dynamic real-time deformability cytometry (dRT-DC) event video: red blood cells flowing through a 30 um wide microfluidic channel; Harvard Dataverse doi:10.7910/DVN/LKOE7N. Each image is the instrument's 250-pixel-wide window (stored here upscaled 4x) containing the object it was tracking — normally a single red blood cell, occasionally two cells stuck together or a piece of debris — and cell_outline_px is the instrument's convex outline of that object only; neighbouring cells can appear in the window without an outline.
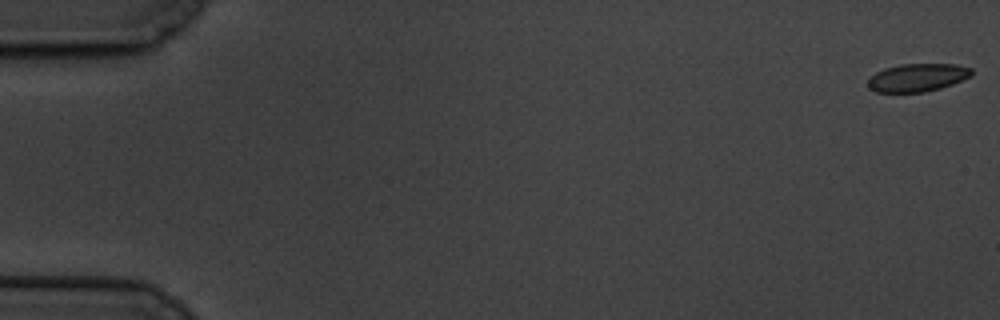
{"species": "common noctule bat (a hibernating species)", "species_latin": "Nyctalus noctula", "temperature_condition": "cold", "stored_images_in_passage": 7, "camera_frame_rate_fps": 3000, "um_per_image_px": 0.085, "animal": {"sex": "male", "body_mass_g": 19.5, "forearm_length_mm": 54.6}, "frame": {"image": 1, "passage_image": 1, "time_ms": 0.0, "image_size_px": [1000, 320], "cell_outline_px": [[972, 76], [952, 84], [940, 88], [924, 92], [876, 92], [868, 88], [868, 80], [876, 72], [884, 68], [900, 64], [956, 64], [972, 68]], "centroid_in_image_um": [77.99, 6.59], "position_along_channel_um": 7.0, "area_um2": 16.94}}
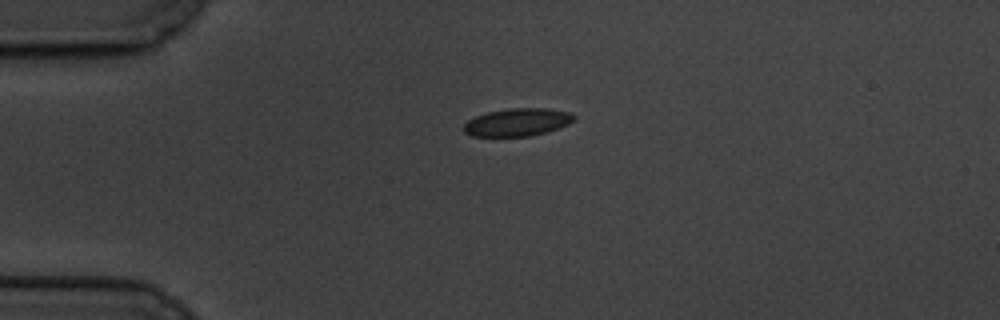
{"frame": {"image": 2, "passage_image": 5, "time_ms": 4.667, "image_size_px": [1000, 320], "cell_outline_px": [[576, 120], [568, 124], [548, 132], [528, 136], [472, 136], [464, 132], [464, 124], [468, 120], [476, 116], [488, 112], [508, 108], [548, 108], [568, 112], [576, 116]], "centroid_in_image_um": [44.0, 10.38], "position_along_channel_um": 41.0, "area_um2": 17.86}}
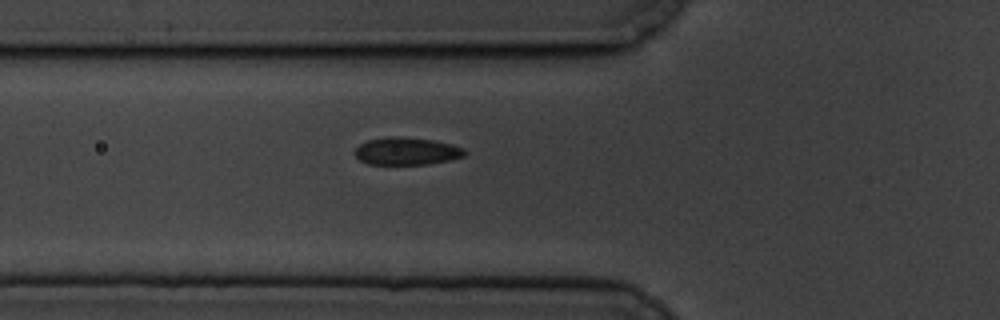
{"frame": {"image": 3, "passage_image": 7, "time_ms": 7.0, "image_size_px": [1000, 320], "cell_outline_px": [[468, 152], [464, 156], [448, 160], [428, 164], [368, 164], [360, 160], [352, 152], [360, 144], [368, 140], [388, 136], [396, 136], [432, 140], [452, 144], [464, 148]], "centroid_in_image_um": [34.55, 12.84], "position_along_channel_um": 91.2, "area_um2": 17.63}}